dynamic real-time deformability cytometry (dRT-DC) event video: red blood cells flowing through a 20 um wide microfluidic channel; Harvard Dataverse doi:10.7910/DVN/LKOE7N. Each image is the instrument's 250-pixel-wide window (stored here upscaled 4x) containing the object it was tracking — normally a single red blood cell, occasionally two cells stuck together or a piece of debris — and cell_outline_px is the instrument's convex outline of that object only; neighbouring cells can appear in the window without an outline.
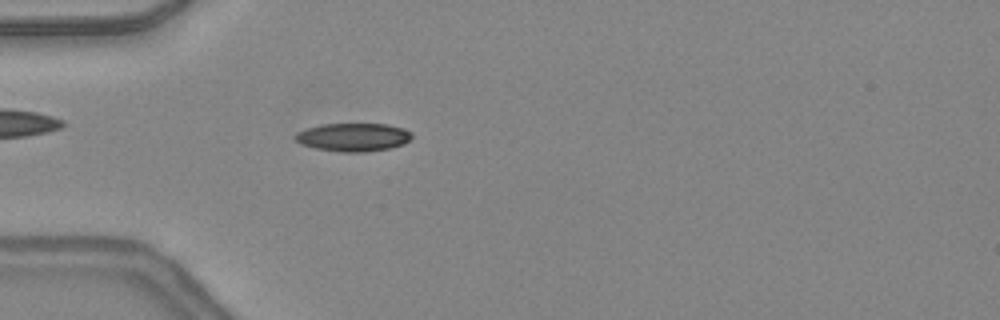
{"species": "common noctule bat (a hibernating species)", "species_latin": "Nyctalus noctula", "temperature_condition": "warm", "stored_images_in_passage": 34, "camera_frame_rate_fps": 3000, "um_per_image_px": 0.085, "animal": {"sex": "female", "body_mass_g": 24.6, "forearm_length_mm": 56.2}, "frame": {"image": 1, "passage_image": 1, "time_ms": 0.0, "image_size_px": [1000, 320], "cell_outline_px": [[412, 136], [404, 144], [392, 148], [364, 152], [344, 152], [316, 148], [300, 144], [292, 136], [296, 132], [304, 128], [324, 124], [388, 124], [404, 128], [412, 132]], "centroid_in_image_um": [30.02, 11.65], "position_along_channel_um": 55.0, "area_um2": 19.36}, "authors_computed_cell_mechanics": {"area_um2": 18.9584, "velocity_mm_per_s": 4.402, "shape_relaxation_time_tau1_ms": 8.1175, "shape_relaxation_time_tau2_ms": 2.2866, "deformation_change_tau1": 0.2267, "deformation_change_tau2": 0.0875}}